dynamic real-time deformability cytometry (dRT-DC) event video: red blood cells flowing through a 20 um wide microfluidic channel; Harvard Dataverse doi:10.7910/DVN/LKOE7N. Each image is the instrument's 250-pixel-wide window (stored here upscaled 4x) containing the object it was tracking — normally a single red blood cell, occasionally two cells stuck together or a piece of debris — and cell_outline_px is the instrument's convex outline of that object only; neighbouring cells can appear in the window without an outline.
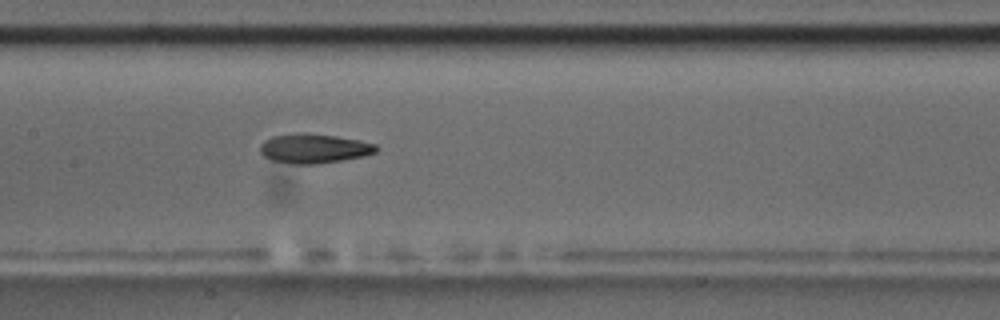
{"species": "common noctule bat (a hibernating species)", "species_latin": "Nyctalus noctula", "temperature_condition": "room temperature", "stored_images_in_passage": 41, "camera_frame_rate_fps": 3000, "um_per_image_px": 0.085, "animal": {"sex": "male", "body_mass_g": 17.5, "forearm_length_mm": 52.3}, "frame": {"image": 1, "passage_image": 12, "time_ms": 3.667, "image_size_px": [1000, 320], "cell_outline_px": [[380, 148], [376, 152], [364, 156], [316, 164], [292, 164], [272, 160], [264, 156], [260, 152], [260, 144], [264, 140], [272, 136], [304, 132], [336, 136], [360, 140], [376, 144]], "centroid_in_image_um": [26.69, 12.61], "position_along_channel_um": 180.7, "area_um2": 20.0}, "authors_computed_cell_mechanics": {"area_um2": 19.8832, "velocity_mm_per_s": 3.7033, "shape_relaxation_time_tau1_ms": 5.5844, "shape_relaxation_time_tau2_ms": 2.5931, "deformation_change_tau1": 0.1955, "deformation_change_tau2": 0.1066}}